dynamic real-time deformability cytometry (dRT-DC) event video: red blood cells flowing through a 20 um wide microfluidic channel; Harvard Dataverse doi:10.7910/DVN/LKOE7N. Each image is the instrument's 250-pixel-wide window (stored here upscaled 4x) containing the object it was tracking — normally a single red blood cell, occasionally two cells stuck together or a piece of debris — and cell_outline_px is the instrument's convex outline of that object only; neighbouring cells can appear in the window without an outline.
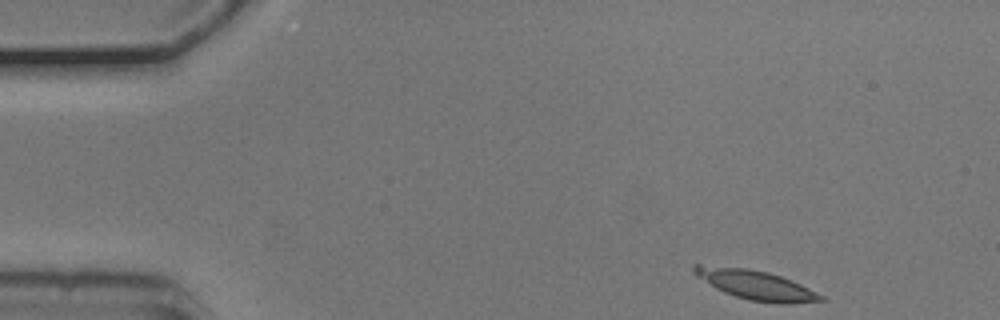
{"species": "common noctule bat (a hibernating species)", "species_latin": "Nyctalus noctula", "temperature_condition": "cold", "stored_images_in_passage": 49, "camera_frame_rate_fps": 3000, "um_per_image_px": 0.085, "animal": {"sex": "male", "body_mass_g": 20.5, "forearm_length_mm": 52.5}, "frame": {"image": 1, "passage_image": 1, "time_ms": 0.0, "image_size_px": [1000, 320], "cell_outline_px": [[828, 300], [788, 304], [780, 304], [752, 300], [736, 296], [724, 292], [716, 288], [696, 276], [692, 272], [692, 264], [700, 264], [748, 268], [768, 272], [792, 280], [824, 296]], "centroid_in_image_um": [64.23, 24.2], "position_along_channel_um": 20.8, "area_um2": 21.73}}
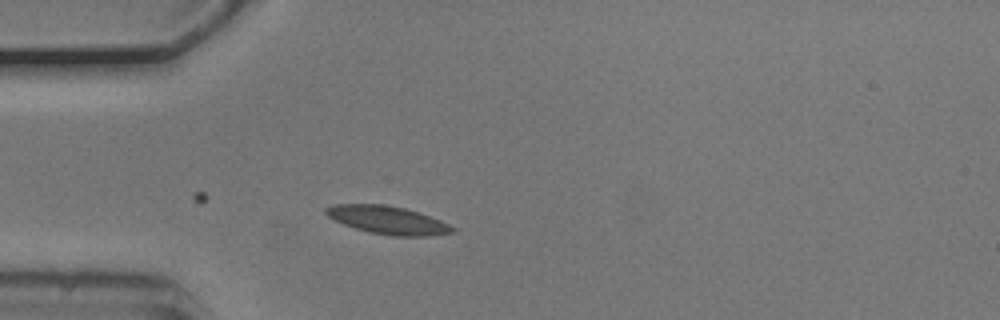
{"frame": {"image": 2, "passage_image": 10, "time_ms": 3.0, "image_size_px": [1000, 320], "cell_outline_px": [[456, 232], [428, 236], [392, 236], [368, 232], [344, 224], [328, 216], [324, 212], [324, 208], [332, 204], [384, 204], [404, 208], [440, 220], [456, 228]], "centroid_in_image_um": [32.95, 18.71], "position_along_channel_um": 52.1, "area_um2": 20.58}}
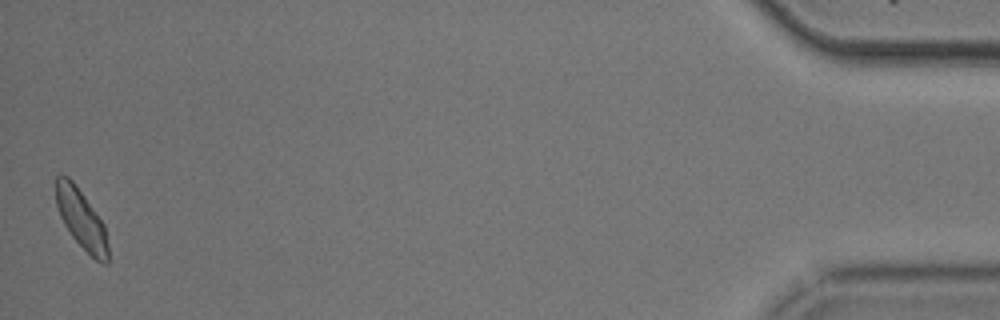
{"frame": {"image": 3, "passage_image": 49, "time_ms": 16.0, "image_size_px": [1000, 320], "cell_outline_px": [[108, 264], [104, 264], [96, 260], [72, 236], [64, 224], [60, 216], [56, 204], [56, 176], [68, 176], [72, 180], [104, 224], [108, 244]], "centroid_in_image_um": [6.92, 18.64], "position_along_channel_um": 428.3, "area_um2": 17.63}}